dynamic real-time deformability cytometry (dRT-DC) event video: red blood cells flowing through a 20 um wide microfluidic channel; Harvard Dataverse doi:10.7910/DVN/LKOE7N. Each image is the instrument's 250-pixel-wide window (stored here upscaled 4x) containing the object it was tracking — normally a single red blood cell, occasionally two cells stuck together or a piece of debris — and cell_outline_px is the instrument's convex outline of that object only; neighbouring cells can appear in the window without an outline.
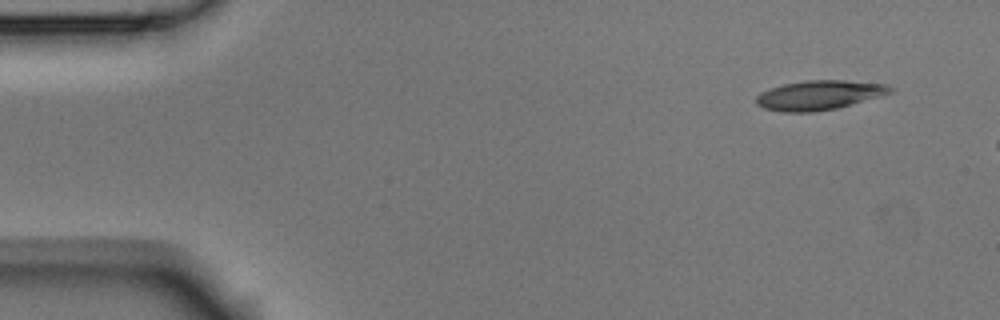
{"species": "Egyptian fruit bat (a non-hibernating species)", "species_latin": "Rousettus aegyptiacus", "temperature_condition": "room temperature", "stored_images_in_passage": 3, "camera_frame_rate_fps": 3000, "um_per_image_px": 0.085, "animal": {"sex": "male"}, "frame": {"image": 1, "passage_image": 1, "time_ms": 0.0, "image_size_px": [1000, 320], "cell_outline_px": [[896, 92], [836, 108], [812, 112], [784, 112], [764, 108], [756, 104], [756, 96], [760, 92], [784, 84], [804, 80], [844, 80], [888, 84], [896, 88]], "centroid_in_image_um": [69.69, 8.07], "position_along_channel_um": 15.3, "area_um2": 23.12}}